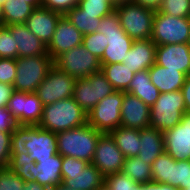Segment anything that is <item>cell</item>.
Masks as SVG:
<instances>
[{
	"mask_svg": "<svg viewBox=\"0 0 190 190\" xmlns=\"http://www.w3.org/2000/svg\"><path fill=\"white\" fill-rule=\"evenodd\" d=\"M21 153L29 154L35 163L51 158L58 153L56 133L38 125H18L11 136V155Z\"/></svg>",
	"mask_w": 190,
	"mask_h": 190,
	"instance_id": "obj_1",
	"label": "cell"
},
{
	"mask_svg": "<svg viewBox=\"0 0 190 190\" xmlns=\"http://www.w3.org/2000/svg\"><path fill=\"white\" fill-rule=\"evenodd\" d=\"M87 123V113L73 97L43 106L39 127L58 133Z\"/></svg>",
	"mask_w": 190,
	"mask_h": 190,
	"instance_id": "obj_2",
	"label": "cell"
},
{
	"mask_svg": "<svg viewBox=\"0 0 190 190\" xmlns=\"http://www.w3.org/2000/svg\"><path fill=\"white\" fill-rule=\"evenodd\" d=\"M102 133L88 123L56 133L58 154L92 163L96 144Z\"/></svg>",
	"mask_w": 190,
	"mask_h": 190,
	"instance_id": "obj_3",
	"label": "cell"
},
{
	"mask_svg": "<svg viewBox=\"0 0 190 190\" xmlns=\"http://www.w3.org/2000/svg\"><path fill=\"white\" fill-rule=\"evenodd\" d=\"M97 32L106 38V49L100 59L101 66L105 64L123 63L133 41L120 25L116 12L102 17Z\"/></svg>",
	"mask_w": 190,
	"mask_h": 190,
	"instance_id": "obj_4",
	"label": "cell"
},
{
	"mask_svg": "<svg viewBox=\"0 0 190 190\" xmlns=\"http://www.w3.org/2000/svg\"><path fill=\"white\" fill-rule=\"evenodd\" d=\"M114 11L121 27L132 40L151 39L156 11L140 6L131 0L116 4Z\"/></svg>",
	"mask_w": 190,
	"mask_h": 190,
	"instance_id": "obj_5",
	"label": "cell"
},
{
	"mask_svg": "<svg viewBox=\"0 0 190 190\" xmlns=\"http://www.w3.org/2000/svg\"><path fill=\"white\" fill-rule=\"evenodd\" d=\"M53 65L54 60L49 55L18 57L14 90L26 93L36 92Z\"/></svg>",
	"mask_w": 190,
	"mask_h": 190,
	"instance_id": "obj_6",
	"label": "cell"
},
{
	"mask_svg": "<svg viewBox=\"0 0 190 190\" xmlns=\"http://www.w3.org/2000/svg\"><path fill=\"white\" fill-rule=\"evenodd\" d=\"M150 111V127L162 132L173 128L186 112L182 91L160 93Z\"/></svg>",
	"mask_w": 190,
	"mask_h": 190,
	"instance_id": "obj_7",
	"label": "cell"
},
{
	"mask_svg": "<svg viewBox=\"0 0 190 190\" xmlns=\"http://www.w3.org/2000/svg\"><path fill=\"white\" fill-rule=\"evenodd\" d=\"M190 18H179L156 11L153 19L151 40L156 45L188 42Z\"/></svg>",
	"mask_w": 190,
	"mask_h": 190,
	"instance_id": "obj_8",
	"label": "cell"
},
{
	"mask_svg": "<svg viewBox=\"0 0 190 190\" xmlns=\"http://www.w3.org/2000/svg\"><path fill=\"white\" fill-rule=\"evenodd\" d=\"M54 65L75 79L86 78L101 71L100 60L81 44L63 52Z\"/></svg>",
	"mask_w": 190,
	"mask_h": 190,
	"instance_id": "obj_9",
	"label": "cell"
},
{
	"mask_svg": "<svg viewBox=\"0 0 190 190\" xmlns=\"http://www.w3.org/2000/svg\"><path fill=\"white\" fill-rule=\"evenodd\" d=\"M123 91H115L100 100L87 114V123L101 133H110L121 126Z\"/></svg>",
	"mask_w": 190,
	"mask_h": 190,
	"instance_id": "obj_10",
	"label": "cell"
},
{
	"mask_svg": "<svg viewBox=\"0 0 190 190\" xmlns=\"http://www.w3.org/2000/svg\"><path fill=\"white\" fill-rule=\"evenodd\" d=\"M115 92L105 75L99 71L86 78L76 79L74 100L88 114L100 100Z\"/></svg>",
	"mask_w": 190,
	"mask_h": 190,
	"instance_id": "obj_11",
	"label": "cell"
},
{
	"mask_svg": "<svg viewBox=\"0 0 190 190\" xmlns=\"http://www.w3.org/2000/svg\"><path fill=\"white\" fill-rule=\"evenodd\" d=\"M76 79L53 65L37 87L36 94L43 105L73 97Z\"/></svg>",
	"mask_w": 190,
	"mask_h": 190,
	"instance_id": "obj_12",
	"label": "cell"
},
{
	"mask_svg": "<svg viewBox=\"0 0 190 190\" xmlns=\"http://www.w3.org/2000/svg\"><path fill=\"white\" fill-rule=\"evenodd\" d=\"M43 104L35 92L14 91L6 108L16 120L17 125H38L43 115Z\"/></svg>",
	"mask_w": 190,
	"mask_h": 190,
	"instance_id": "obj_13",
	"label": "cell"
},
{
	"mask_svg": "<svg viewBox=\"0 0 190 190\" xmlns=\"http://www.w3.org/2000/svg\"><path fill=\"white\" fill-rule=\"evenodd\" d=\"M125 157L110 133H102L96 144L92 164L104 177L121 172Z\"/></svg>",
	"mask_w": 190,
	"mask_h": 190,
	"instance_id": "obj_14",
	"label": "cell"
},
{
	"mask_svg": "<svg viewBox=\"0 0 190 190\" xmlns=\"http://www.w3.org/2000/svg\"><path fill=\"white\" fill-rule=\"evenodd\" d=\"M163 134L166 153L176 161L190 160V112H185L181 122Z\"/></svg>",
	"mask_w": 190,
	"mask_h": 190,
	"instance_id": "obj_15",
	"label": "cell"
},
{
	"mask_svg": "<svg viewBox=\"0 0 190 190\" xmlns=\"http://www.w3.org/2000/svg\"><path fill=\"white\" fill-rule=\"evenodd\" d=\"M83 41V34L62 15L58 20L55 28V33L49 45L47 46V53L55 60L63 52L81 45Z\"/></svg>",
	"mask_w": 190,
	"mask_h": 190,
	"instance_id": "obj_16",
	"label": "cell"
},
{
	"mask_svg": "<svg viewBox=\"0 0 190 190\" xmlns=\"http://www.w3.org/2000/svg\"><path fill=\"white\" fill-rule=\"evenodd\" d=\"M61 16L62 14L59 12L40 6L33 9L24 24L33 35L39 38L45 46H48Z\"/></svg>",
	"mask_w": 190,
	"mask_h": 190,
	"instance_id": "obj_17",
	"label": "cell"
},
{
	"mask_svg": "<svg viewBox=\"0 0 190 190\" xmlns=\"http://www.w3.org/2000/svg\"><path fill=\"white\" fill-rule=\"evenodd\" d=\"M150 106L132 94L124 92L121 108V126L132 129L150 127Z\"/></svg>",
	"mask_w": 190,
	"mask_h": 190,
	"instance_id": "obj_18",
	"label": "cell"
},
{
	"mask_svg": "<svg viewBox=\"0 0 190 190\" xmlns=\"http://www.w3.org/2000/svg\"><path fill=\"white\" fill-rule=\"evenodd\" d=\"M155 63L190 75V48L187 43L156 46Z\"/></svg>",
	"mask_w": 190,
	"mask_h": 190,
	"instance_id": "obj_19",
	"label": "cell"
},
{
	"mask_svg": "<svg viewBox=\"0 0 190 190\" xmlns=\"http://www.w3.org/2000/svg\"><path fill=\"white\" fill-rule=\"evenodd\" d=\"M156 44L151 40H134L123 64L134 73L148 70L156 59Z\"/></svg>",
	"mask_w": 190,
	"mask_h": 190,
	"instance_id": "obj_20",
	"label": "cell"
},
{
	"mask_svg": "<svg viewBox=\"0 0 190 190\" xmlns=\"http://www.w3.org/2000/svg\"><path fill=\"white\" fill-rule=\"evenodd\" d=\"M15 42L18 45V57H31L39 55H49L47 46L42 41L33 35L25 24H12L6 26Z\"/></svg>",
	"mask_w": 190,
	"mask_h": 190,
	"instance_id": "obj_21",
	"label": "cell"
},
{
	"mask_svg": "<svg viewBox=\"0 0 190 190\" xmlns=\"http://www.w3.org/2000/svg\"><path fill=\"white\" fill-rule=\"evenodd\" d=\"M63 157L55 154L51 158L39 159L32 169L33 181L52 189L62 183L61 168Z\"/></svg>",
	"mask_w": 190,
	"mask_h": 190,
	"instance_id": "obj_22",
	"label": "cell"
},
{
	"mask_svg": "<svg viewBox=\"0 0 190 190\" xmlns=\"http://www.w3.org/2000/svg\"><path fill=\"white\" fill-rule=\"evenodd\" d=\"M152 84L160 93H169L181 90L187 75L177 70L167 69L154 63L148 69Z\"/></svg>",
	"mask_w": 190,
	"mask_h": 190,
	"instance_id": "obj_23",
	"label": "cell"
},
{
	"mask_svg": "<svg viewBox=\"0 0 190 190\" xmlns=\"http://www.w3.org/2000/svg\"><path fill=\"white\" fill-rule=\"evenodd\" d=\"M140 150L138 156L144 163L152 165L165 152L164 134L152 127L140 130Z\"/></svg>",
	"mask_w": 190,
	"mask_h": 190,
	"instance_id": "obj_24",
	"label": "cell"
},
{
	"mask_svg": "<svg viewBox=\"0 0 190 190\" xmlns=\"http://www.w3.org/2000/svg\"><path fill=\"white\" fill-rule=\"evenodd\" d=\"M61 178L63 185L74 190H98L105 183V177L92 163L83 172Z\"/></svg>",
	"mask_w": 190,
	"mask_h": 190,
	"instance_id": "obj_25",
	"label": "cell"
},
{
	"mask_svg": "<svg viewBox=\"0 0 190 190\" xmlns=\"http://www.w3.org/2000/svg\"><path fill=\"white\" fill-rule=\"evenodd\" d=\"M125 92L138 97L150 107L154 105L160 94L152 84L148 70L135 73Z\"/></svg>",
	"mask_w": 190,
	"mask_h": 190,
	"instance_id": "obj_26",
	"label": "cell"
},
{
	"mask_svg": "<svg viewBox=\"0 0 190 190\" xmlns=\"http://www.w3.org/2000/svg\"><path fill=\"white\" fill-rule=\"evenodd\" d=\"M119 150L124 157H136L140 150V130L117 127L110 132Z\"/></svg>",
	"mask_w": 190,
	"mask_h": 190,
	"instance_id": "obj_27",
	"label": "cell"
},
{
	"mask_svg": "<svg viewBox=\"0 0 190 190\" xmlns=\"http://www.w3.org/2000/svg\"><path fill=\"white\" fill-rule=\"evenodd\" d=\"M33 9L23 0H7L2 6V25L24 24Z\"/></svg>",
	"mask_w": 190,
	"mask_h": 190,
	"instance_id": "obj_28",
	"label": "cell"
},
{
	"mask_svg": "<svg viewBox=\"0 0 190 190\" xmlns=\"http://www.w3.org/2000/svg\"><path fill=\"white\" fill-rule=\"evenodd\" d=\"M101 72L111 83L115 91L125 92L135 73L123 63L105 64L101 66Z\"/></svg>",
	"mask_w": 190,
	"mask_h": 190,
	"instance_id": "obj_29",
	"label": "cell"
},
{
	"mask_svg": "<svg viewBox=\"0 0 190 190\" xmlns=\"http://www.w3.org/2000/svg\"><path fill=\"white\" fill-rule=\"evenodd\" d=\"M65 16L83 35L95 33L101 21L97 14L84 13L78 6L68 11Z\"/></svg>",
	"mask_w": 190,
	"mask_h": 190,
	"instance_id": "obj_30",
	"label": "cell"
},
{
	"mask_svg": "<svg viewBox=\"0 0 190 190\" xmlns=\"http://www.w3.org/2000/svg\"><path fill=\"white\" fill-rule=\"evenodd\" d=\"M122 172L136 183L152 182L151 165L144 163L139 157H126Z\"/></svg>",
	"mask_w": 190,
	"mask_h": 190,
	"instance_id": "obj_31",
	"label": "cell"
},
{
	"mask_svg": "<svg viewBox=\"0 0 190 190\" xmlns=\"http://www.w3.org/2000/svg\"><path fill=\"white\" fill-rule=\"evenodd\" d=\"M174 159L166 152L159 155L152 163V182L171 185V172Z\"/></svg>",
	"mask_w": 190,
	"mask_h": 190,
	"instance_id": "obj_32",
	"label": "cell"
},
{
	"mask_svg": "<svg viewBox=\"0 0 190 190\" xmlns=\"http://www.w3.org/2000/svg\"><path fill=\"white\" fill-rule=\"evenodd\" d=\"M36 163L30 158L29 154L21 153L19 155H11L8 169L14 172L24 182L33 181L32 169Z\"/></svg>",
	"mask_w": 190,
	"mask_h": 190,
	"instance_id": "obj_33",
	"label": "cell"
},
{
	"mask_svg": "<svg viewBox=\"0 0 190 190\" xmlns=\"http://www.w3.org/2000/svg\"><path fill=\"white\" fill-rule=\"evenodd\" d=\"M171 186L179 190L190 188V160L174 159L171 172Z\"/></svg>",
	"mask_w": 190,
	"mask_h": 190,
	"instance_id": "obj_34",
	"label": "cell"
},
{
	"mask_svg": "<svg viewBox=\"0 0 190 190\" xmlns=\"http://www.w3.org/2000/svg\"><path fill=\"white\" fill-rule=\"evenodd\" d=\"M77 6L84 13L97 14L98 18L110 15L115 9L111 0H79Z\"/></svg>",
	"mask_w": 190,
	"mask_h": 190,
	"instance_id": "obj_35",
	"label": "cell"
},
{
	"mask_svg": "<svg viewBox=\"0 0 190 190\" xmlns=\"http://www.w3.org/2000/svg\"><path fill=\"white\" fill-rule=\"evenodd\" d=\"M160 13L179 18H190V0H163Z\"/></svg>",
	"mask_w": 190,
	"mask_h": 190,
	"instance_id": "obj_36",
	"label": "cell"
},
{
	"mask_svg": "<svg viewBox=\"0 0 190 190\" xmlns=\"http://www.w3.org/2000/svg\"><path fill=\"white\" fill-rule=\"evenodd\" d=\"M0 58H18V45L15 38L12 37L10 30L3 25L0 26Z\"/></svg>",
	"mask_w": 190,
	"mask_h": 190,
	"instance_id": "obj_37",
	"label": "cell"
},
{
	"mask_svg": "<svg viewBox=\"0 0 190 190\" xmlns=\"http://www.w3.org/2000/svg\"><path fill=\"white\" fill-rule=\"evenodd\" d=\"M105 38L102 33L97 31L95 33H89L83 35L82 45L100 60L107 47Z\"/></svg>",
	"mask_w": 190,
	"mask_h": 190,
	"instance_id": "obj_38",
	"label": "cell"
},
{
	"mask_svg": "<svg viewBox=\"0 0 190 190\" xmlns=\"http://www.w3.org/2000/svg\"><path fill=\"white\" fill-rule=\"evenodd\" d=\"M111 190H136V183L122 171L105 177L104 183Z\"/></svg>",
	"mask_w": 190,
	"mask_h": 190,
	"instance_id": "obj_39",
	"label": "cell"
},
{
	"mask_svg": "<svg viewBox=\"0 0 190 190\" xmlns=\"http://www.w3.org/2000/svg\"><path fill=\"white\" fill-rule=\"evenodd\" d=\"M24 181L8 168H0V190H23Z\"/></svg>",
	"mask_w": 190,
	"mask_h": 190,
	"instance_id": "obj_40",
	"label": "cell"
},
{
	"mask_svg": "<svg viewBox=\"0 0 190 190\" xmlns=\"http://www.w3.org/2000/svg\"><path fill=\"white\" fill-rule=\"evenodd\" d=\"M89 162L71 156H64L61 168V177H70L83 172Z\"/></svg>",
	"mask_w": 190,
	"mask_h": 190,
	"instance_id": "obj_41",
	"label": "cell"
},
{
	"mask_svg": "<svg viewBox=\"0 0 190 190\" xmlns=\"http://www.w3.org/2000/svg\"><path fill=\"white\" fill-rule=\"evenodd\" d=\"M16 77V59L0 58V82L13 85Z\"/></svg>",
	"mask_w": 190,
	"mask_h": 190,
	"instance_id": "obj_42",
	"label": "cell"
},
{
	"mask_svg": "<svg viewBox=\"0 0 190 190\" xmlns=\"http://www.w3.org/2000/svg\"><path fill=\"white\" fill-rule=\"evenodd\" d=\"M12 132L0 130V168H8L11 158Z\"/></svg>",
	"mask_w": 190,
	"mask_h": 190,
	"instance_id": "obj_43",
	"label": "cell"
},
{
	"mask_svg": "<svg viewBox=\"0 0 190 190\" xmlns=\"http://www.w3.org/2000/svg\"><path fill=\"white\" fill-rule=\"evenodd\" d=\"M79 0H41V6L65 15L78 5Z\"/></svg>",
	"mask_w": 190,
	"mask_h": 190,
	"instance_id": "obj_44",
	"label": "cell"
},
{
	"mask_svg": "<svg viewBox=\"0 0 190 190\" xmlns=\"http://www.w3.org/2000/svg\"><path fill=\"white\" fill-rule=\"evenodd\" d=\"M16 120L12 117L7 108H0V130L4 132H13L17 127Z\"/></svg>",
	"mask_w": 190,
	"mask_h": 190,
	"instance_id": "obj_45",
	"label": "cell"
},
{
	"mask_svg": "<svg viewBox=\"0 0 190 190\" xmlns=\"http://www.w3.org/2000/svg\"><path fill=\"white\" fill-rule=\"evenodd\" d=\"M14 91L13 85L0 82V108H6L7 103Z\"/></svg>",
	"mask_w": 190,
	"mask_h": 190,
	"instance_id": "obj_46",
	"label": "cell"
},
{
	"mask_svg": "<svg viewBox=\"0 0 190 190\" xmlns=\"http://www.w3.org/2000/svg\"><path fill=\"white\" fill-rule=\"evenodd\" d=\"M181 91L186 106V112H190V75L186 77L185 83L182 86Z\"/></svg>",
	"mask_w": 190,
	"mask_h": 190,
	"instance_id": "obj_47",
	"label": "cell"
},
{
	"mask_svg": "<svg viewBox=\"0 0 190 190\" xmlns=\"http://www.w3.org/2000/svg\"><path fill=\"white\" fill-rule=\"evenodd\" d=\"M132 2L139 4L145 8H149L154 11H158L163 0H131Z\"/></svg>",
	"mask_w": 190,
	"mask_h": 190,
	"instance_id": "obj_48",
	"label": "cell"
},
{
	"mask_svg": "<svg viewBox=\"0 0 190 190\" xmlns=\"http://www.w3.org/2000/svg\"><path fill=\"white\" fill-rule=\"evenodd\" d=\"M147 190H179V189L169 184L149 182L147 183Z\"/></svg>",
	"mask_w": 190,
	"mask_h": 190,
	"instance_id": "obj_49",
	"label": "cell"
},
{
	"mask_svg": "<svg viewBox=\"0 0 190 190\" xmlns=\"http://www.w3.org/2000/svg\"><path fill=\"white\" fill-rule=\"evenodd\" d=\"M23 190H50L48 187L40 185L36 181L25 182Z\"/></svg>",
	"mask_w": 190,
	"mask_h": 190,
	"instance_id": "obj_50",
	"label": "cell"
},
{
	"mask_svg": "<svg viewBox=\"0 0 190 190\" xmlns=\"http://www.w3.org/2000/svg\"><path fill=\"white\" fill-rule=\"evenodd\" d=\"M27 4H30L33 8H37L41 6V0H23Z\"/></svg>",
	"mask_w": 190,
	"mask_h": 190,
	"instance_id": "obj_51",
	"label": "cell"
},
{
	"mask_svg": "<svg viewBox=\"0 0 190 190\" xmlns=\"http://www.w3.org/2000/svg\"><path fill=\"white\" fill-rule=\"evenodd\" d=\"M50 190H74V189H72L71 187L65 186L61 183L60 185H57Z\"/></svg>",
	"mask_w": 190,
	"mask_h": 190,
	"instance_id": "obj_52",
	"label": "cell"
},
{
	"mask_svg": "<svg viewBox=\"0 0 190 190\" xmlns=\"http://www.w3.org/2000/svg\"><path fill=\"white\" fill-rule=\"evenodd\" d=\"M136 190H147V183L139 184V185L136 187Z\"/></svg>",
	"mask_w": 190,
	"mask_h": 190,
	"instance_id": "obj_53",
	"label": "cell"
},
{
	"mask_svg": "<svg viewBox=\"0 0 190 190\" xmlns=\"http://www.w3.org/2000/svg\"><path fill=\"white\" fill-rule=\"evenodd\" d=\"M115 5L129 0H111Z\"/></svg>",
	"mask_w": 190,
	"mask_h": 190,
	"instance_id": "obj_54",
	"label": "cell"
},
{
	"mask_svg": "<svg viewBox=\"0 0 190 190\" xmlns=\"http://www.w3.org/2000/svg\"><path fill=\"white\" fill-rule=\"evenodd\" d=\"M2 4L0 3V26L2 25Z\"/></svg>",
	"mask_w": 190,
	"mask_h": 190,
	"instance_id": "obj_55",
	"label": "cell"
},
{
	"mask_svg": "<svg viewBox=\"0 0 190 190\" xmlns=\"http://www.w3.org/2000/svg\"><path fill=\"white\" fill-rule=\"evenodd\" d=\"M98 190H111V189H109L105 184L101 187V188H99Z\"/></svg>",
	"mask_w": 190,
	"mask_h": 190,
	"instance_id": "obj_56",
	"label": "cell"
},
{
	"mask_svg": "<svg viewBox=\"0 0 190 190\" xmlns=\"http://www.w3.org/2000/svg\"><path fill=\"white\" fill-rule=\"evenodd\" d=\"M187 45H188V47L190 48V33H189V36H188V42H187Z\"/></svg>",
	"mask_w": 190,
	"mask_h": 190,
	"instance_id": "obj_57",
	"label": "cell"
},
{
	"mask_svg": "<svg viewBox=\"0 0 190 190\" xmlns=\"http://www.w3.org/2000/svg\"><path fill=\"white\" fill-rule=\"evenodd\" d=\"M7 0H0V3L3 5L4 2H6Z\"/></svg>",
	"mask_w": 190,
	"mask_h": 190,
	"instance_id": "obj_58",
	"label": "cell"
}]
</instances>
